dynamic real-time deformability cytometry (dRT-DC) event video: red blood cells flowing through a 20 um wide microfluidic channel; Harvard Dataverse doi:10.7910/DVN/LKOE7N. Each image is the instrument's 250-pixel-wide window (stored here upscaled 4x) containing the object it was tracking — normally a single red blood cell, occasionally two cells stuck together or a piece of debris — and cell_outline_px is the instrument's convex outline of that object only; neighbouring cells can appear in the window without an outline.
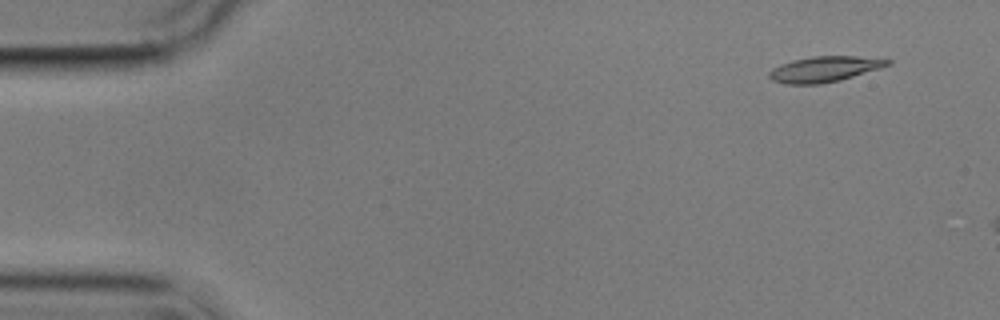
{"species": "common noctule bat (a hibernating species)", "species_latin": "Nyctalus noctula", "temperature_condition": "cold", "stored_images_in_passage": 3, "camera_frame_rate_fps": 3000, "um_per_image_px": 0.085, "animal": {"sex": "male", "body_mass_g": 17.9}, "frame": {"image": 1, "passage_image": 1, "time_ms": 0.0, "image_size_px": [1000, 320], "cell_outline_px": [[892, 64], [880, 68], [840, 80], [820, 84], [788, 84], [772, 80], [768, 76], [768, 72], [772, 68], [780, 64], [792, 60], [812, 56], [856, 56], [892, 60]], "centroid_in_image_um": [70.06, 5.87], "position_along_channel_um": 14.9, "area_um2": 17.63}}